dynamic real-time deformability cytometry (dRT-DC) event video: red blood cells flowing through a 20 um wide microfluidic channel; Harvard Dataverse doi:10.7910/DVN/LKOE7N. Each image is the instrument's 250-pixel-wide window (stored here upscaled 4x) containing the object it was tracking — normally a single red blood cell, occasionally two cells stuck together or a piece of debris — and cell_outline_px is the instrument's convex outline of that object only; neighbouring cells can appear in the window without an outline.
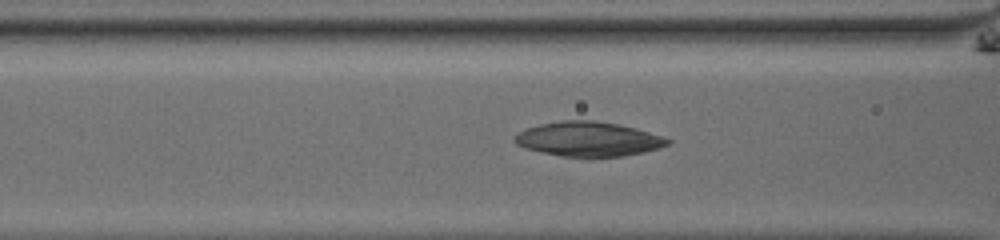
{"species": "common noctule bat (a hibernating species)", "species_latin": "Nyctalus noctula", "temperature_condition": "room temperature", "stored_images_in_passage": 52, "camera_frame_rate_fps": 3000, "um_per_image_px": 0.085, "animal": {"sex": "male", "body_mass_g": 13.0, "forearm_length_mm": 53.1}, "frame": {"image": 1, "passage_image": 24, "time_ms": 7.667, "image_size_px": [1000, 240], "cell_outline_px": [[672, 140], [668, 144], [644, 152], [620, 156], [560, 156], [540, 152], [524, 148], [516, 144], [512, 140], [512, 136], [528, 128], [540, 124], [560, 120], [592, 120], [616, 124], [636, 128]], "centroid_in_image_um": [49.94, 11.81], "position_along_channel_um": 116.7, "area_um2": 30.46}}
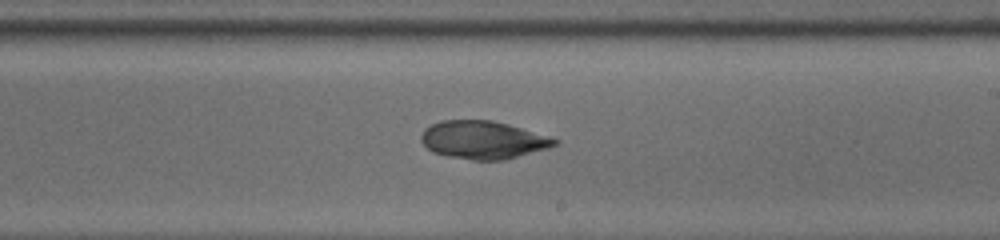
{"frame": {"image": 2, "passage_image": 34, "time_ms": 11.0, "image_size_px": [1000, 240], "cell_outline_px": [[560, 140], [556, 144], [548, 148], [504, 160], [472, 160], [448, 156], [432, 152], [420, 140], [420, 136], [424, 128], [440, 120], [492, 120], [508, 124]], "centroid_in_image_um": [41.02, 11.89], "position_along_channel_um": 248.0, "area_um2": 29.42}}
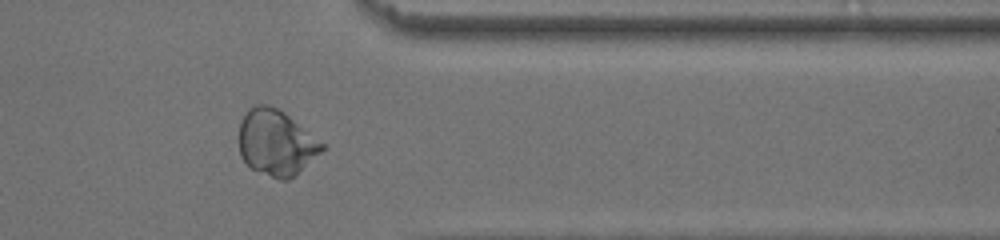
{"frame": {"image": 3, "passage_image": 45, "time_ms": 14.667, "image_size_px": [1000, 240], "cell_outline_px": [[324, 148], [320, 152], [288, 180], [280, 180], [252, 168], [240, 156], [240, 120], [248, 108], [256, 104], [268, 104], [280, 108], [324, 144]], "centroid_in_image_um": [23.44, 12.08], "position_along_channel_um": 388.0, "area_um2": 31.39}}